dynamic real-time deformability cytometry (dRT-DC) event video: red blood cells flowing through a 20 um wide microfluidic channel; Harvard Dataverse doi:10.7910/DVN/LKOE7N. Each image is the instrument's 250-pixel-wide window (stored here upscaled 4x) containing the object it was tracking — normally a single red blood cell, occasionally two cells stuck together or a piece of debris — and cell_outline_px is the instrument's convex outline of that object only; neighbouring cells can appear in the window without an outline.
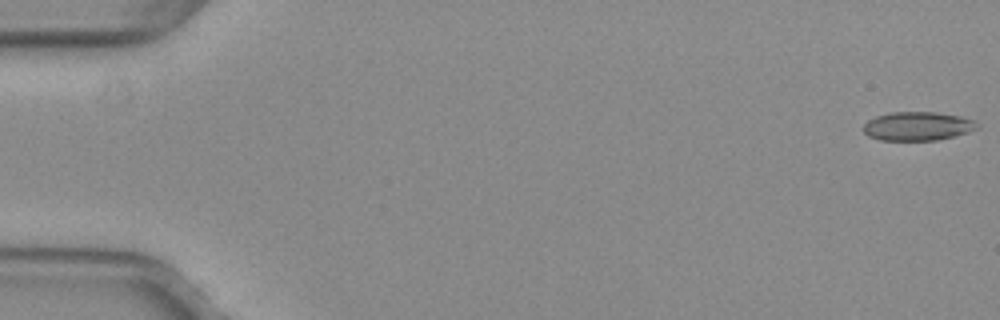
{"species": "common noctule bat (a hibernating species)", "species_latin": "Nyctalus noctula", "temperature_condition": "warm", "stored_images_in_passage": 21, "camera_frame_rate_fps": 3000, "um_per_image_px": 0.085, "animal": {"sex": "female", "body_mass_g": 29.2, "forearm_length_mm": 56.3}, "frame": {"image": 1, "passage_image": 1, "time_ms": 0.0, "image_size_px": [1000, 320], "cell_outline_px": [[980, 128], [956, 136], [936, 140], [880, 140], [868, 136], [864, 132], [864, 124], [868, 120], [876, 116], [892, 112], [936, 112], [960, 116], [976, 120], [980, 124]], "centroid_in_image_um": [78.05, 10.72], "position_along_channel_um": 6.9, "area_um2": 19.25}}
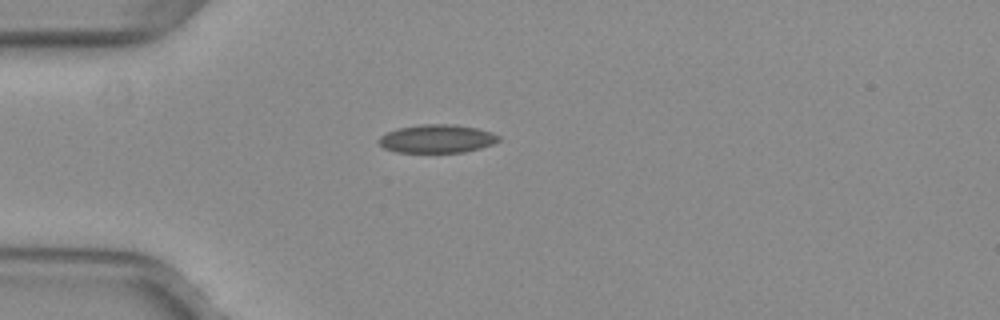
{"frame": {"image": 2, "passage_image": 15, "time_ms": 4.667, "image_size_px": [1000, 320], "cell_outline_px": [[500, 140], [492, 144], [480, 148], [464, 152], [396, 152], [384, 148], [376, 140], [380, 136], [388, 132], [400, 128], [424, 124], [452, 124], [476, 128], [492, 132], [500, 136]], "centroid_in_image_um": [37.15, 11.79], "position_along_channel_um": 47.9, "area_um2": 19.65}}
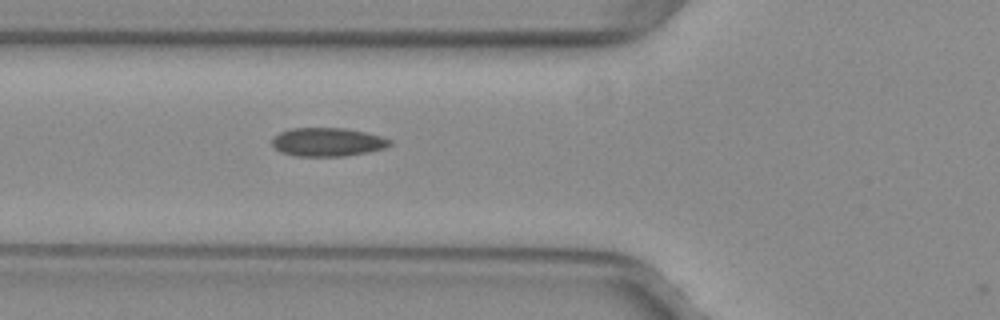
{"frame": {"image": 3, "passage_image": 20, "time_ms": 6.333, "image_size_px": [1000, 320], "cell_outline_px": [[392, 144], [384, 148], [368, 152], [344, 156], [296, 156], [280, 152], [272, 144], [272, 140], [280, 132], [292, 128], [344, 128], [364, 132], [380, 136], [392, 140]], "centroid_in_image_um": [27.85, 12.07], "position_along_channel_um": 97.9, "area_um2": 19.48}}